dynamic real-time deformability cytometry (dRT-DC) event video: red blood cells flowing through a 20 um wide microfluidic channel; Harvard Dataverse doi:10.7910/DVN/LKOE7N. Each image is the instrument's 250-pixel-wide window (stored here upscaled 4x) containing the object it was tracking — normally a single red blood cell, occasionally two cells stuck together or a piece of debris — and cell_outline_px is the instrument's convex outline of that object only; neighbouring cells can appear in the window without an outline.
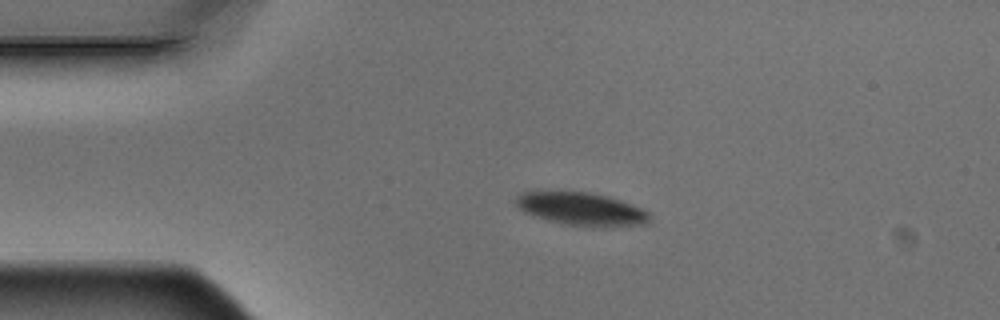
{"species": "Egyptian fruit bat (a non-hibernating species)", "species_latin": "Rousettus aegyptiacus", "temperature_condition": "warm", "stored_images_in_passage": 2, "camera_frame_rate_fps": 3000, "um_per_image_px": 0.085, "animal": {"sex": "male"}, "frame": {"image": 1, "passage_image": 1, "time_ms": 0.0, "image_size_px": [1000, 320], "cell_outline_px": [[652, 216], [648, 224], [612, 228], [592, 228], [564, 224], [548, 220], [524, 212], [512, 200], [520, 192], [588, 192], [608, 196], [620, 200], [640, 208], [648, 212]], "centroid_in_image_um": [49.47, 17.8], "position_along_channel_um": 35.5, "area_um2": 26.13}}